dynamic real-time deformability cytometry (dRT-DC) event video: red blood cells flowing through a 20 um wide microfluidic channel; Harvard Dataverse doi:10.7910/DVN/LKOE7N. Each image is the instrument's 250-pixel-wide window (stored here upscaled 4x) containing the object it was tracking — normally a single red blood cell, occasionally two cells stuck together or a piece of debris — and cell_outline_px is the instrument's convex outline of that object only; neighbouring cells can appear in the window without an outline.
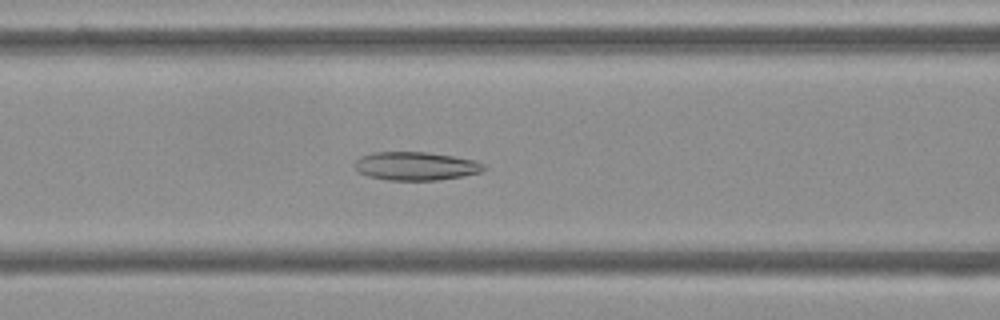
{"species": "Egyptian fruit bat (a non-hibernating species)", "species_latin": "Rousettus aegyptiacus", "temperature_condition": "cold", "stored_images_in_passage": 51, "camera_frame_rate_fps": 3000, "um_per_image_px": 0.085, "frame": {"image": 1, "passage_image": 19, "time_ms": 6.0, "image_size_px": [1000, 320], "cell_outline_px": [[488, 168], [480, 172], [464, 176], [436, 180], [388, 180], [368, 176], [356, 172], [352, 164], [356, 160], [372, 152], [428, 152], [452, 156], [472, 160], [484, 164]], "centroid_in_image_um": [35.31, 14.12], "position_along_channel_um": 131.3, "area_um2": 21.44}}
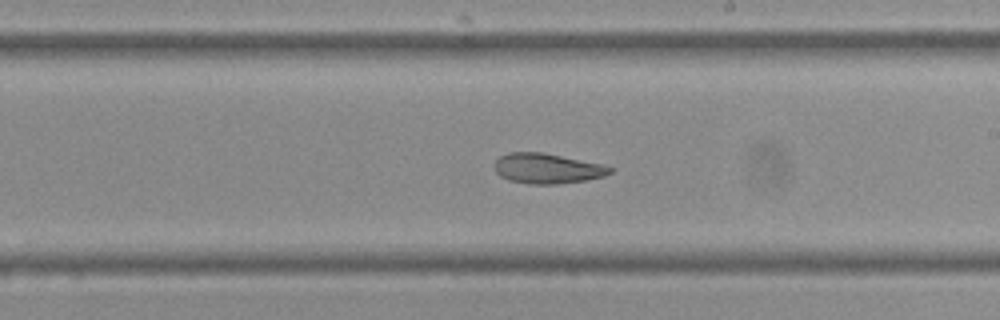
{"frame": {"image": 2, "passage_image": 28, "time_ms": 9.0, "image_size_px": [1000, 320], "cell_outline_px": [[612, 172], [604, 176], [584, 180], [556, 184], [528, 184], [508, 180], [500, 176], [496, 172], [492, 164], [500, 156], [508, 152], [540, 152], [604, 164], [612, 168]], "centroid_in_image_um": [46.47, 14.32], "position_along_channel_um": 242.5, "area_um2": 20.35}}
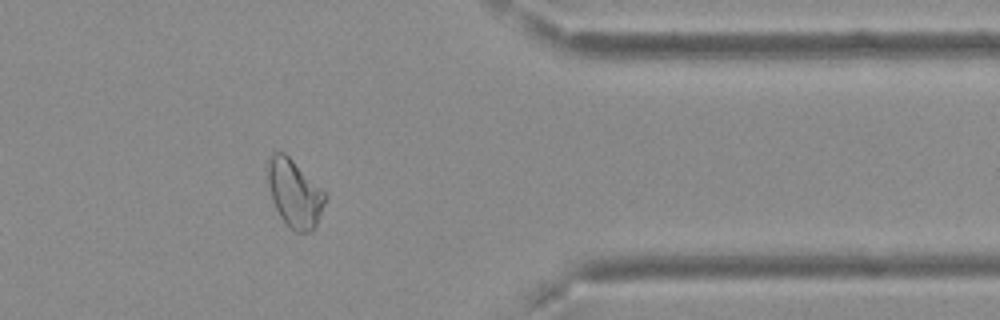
{"frame": {"image": 3, "passage_image": 41, "time_ms": 13.333, "image_size_px": [1000, 320], "cell_outline_px": [[328, 196], [316, 228], [308, 232], [296, 232], [280, 216], [272, 200], [268, 184], [268, 156], [272, 152], [284, 152]], "centroid_in_image_um": [25.04, 16.45], "position_along_channel_um": 386.4, "area_um2": 22.31}, "authors_computed_cell_mechanics": {"area_um2": 23.12, "velocity_mm_per_s": 3.7113, "shape_relaxation_time_tau1_ms": null, "shape_relaxation_time_tau2_ms": 3.6155, "deformation_change_tau1": null, "deformation_change_tau2": 0.0981}}